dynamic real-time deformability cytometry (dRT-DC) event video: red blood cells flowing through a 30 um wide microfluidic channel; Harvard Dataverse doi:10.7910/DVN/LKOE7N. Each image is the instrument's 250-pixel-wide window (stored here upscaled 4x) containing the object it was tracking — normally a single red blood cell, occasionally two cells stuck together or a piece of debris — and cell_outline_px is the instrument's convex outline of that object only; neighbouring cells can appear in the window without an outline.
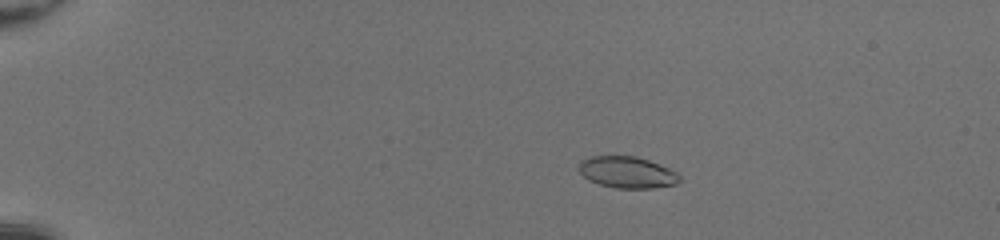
{"species": "common noctule bat (a hibernating species)", "species_latin": "Nyctalus noctula", "temperature_condition": "room temperature", "stored_images_in_passage": 52, "camera_frame_rate_fps": 3000, "um_per_image_px": 0.085, "animal": {"sex": "female", "body_mass_g": 20.0, "forearm_length_mm": 54.0}, "frame": {"image": 1, "passage_image": 12, "time_ms": 3.667, "image_size_px": [1000, 240], "cell_outline_px": [[680, 180], [676, 184], [652, 188], [616, 188], [600, 184], [588, 180], [576, 168], [580, 160], [592, 156], [636, 156], [648, 160], [668, 168], [676, 172], [680, 176]], "centroid_in_image_um": [53.27, 14.64], "position_along_channel_um": 31.7, "area_um2": 18.5}}
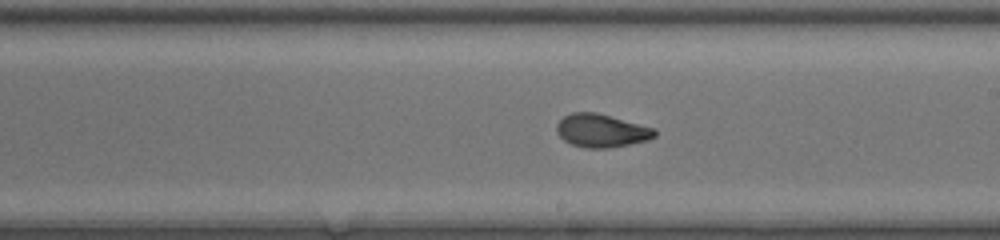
{"frame": {"image": 2, "passage_image": 33, "time_ms": 10.667, "image_size_px": [1000, 240], "cell_outline_px": [[656, 136], [648, 140], [608, 148], [584, 148], [572, 144], [564, 140], [556, 132], [556, 124], [564, 116], [572, 112], [596, 112], [656, 128]], "centroid_in_image_um": [51.12, 11.1], "position_along_channel_um": 237.9, "area_um2": 19.02}}
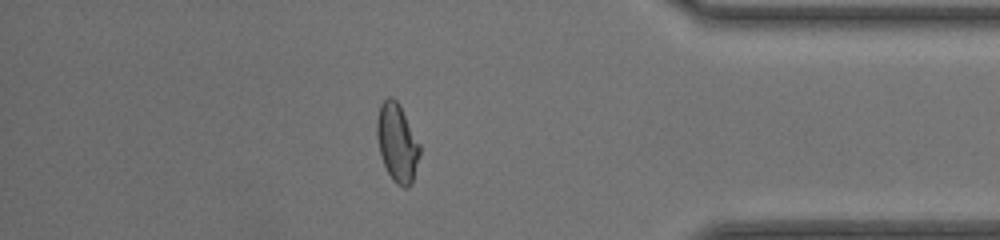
{"frame": {"image": 3, "passage_image": 46, "time_ms": 15.0, "image_size_px": [1000, 240], "cell_outline_px": [[420, 152], [412, 184], [408, 188], [404, 188], [396, 184], [392, 180], [380, 156], [376, 136], [376, 120], [380, 104], [388, 96], [392, 96], [400, 104], [420, 144]], "centroid_in_image_um": [33.74, 12.12], "position_along_channel_um": 401.5, "area_um2": 19.83}, "authors_computed_cell_mechanics": {"area_um2": 19.2474, "velocity_mm_per_s": 4.277, "shape_relaxation_time_tau1_ms": 4.4977, "shape_relaxation_time_tau2_ms": 0.0293, "deformation_change_tau1": 0.1839, "deformation_change_tau2": 0.0417}}